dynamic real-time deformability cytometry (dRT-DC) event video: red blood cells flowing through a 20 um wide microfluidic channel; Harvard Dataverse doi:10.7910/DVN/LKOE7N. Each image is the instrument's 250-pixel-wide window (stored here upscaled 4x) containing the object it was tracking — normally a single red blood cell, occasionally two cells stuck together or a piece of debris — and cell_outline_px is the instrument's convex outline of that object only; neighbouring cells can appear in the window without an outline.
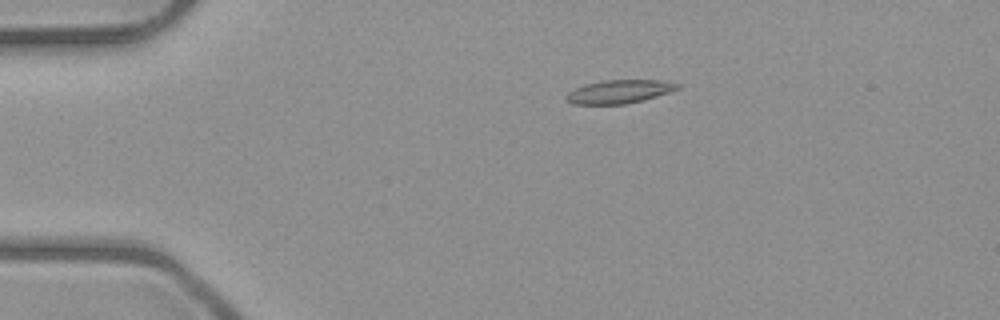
{"species": "common noctule bat (a hibernating species)", "species_latin": "Nyctalus noctula", "temperature_condition": "room temperature", "stored_images_in_passage": 5, "camera_frame_rate_fps": 3000, "um_per_image_px": 0.085, "animal": {"sex": "male", "body_mass_g": 23.1, "forearm_length_mm": 52.7}, "frame": {"image": 1, "passage_image": 3, "time_ms": 2.333, "image_size_px": [1000, 320], "cell_outline_px": [[680, 88], [644, 100], [624, 104], [572, 104], [564, 100], [564, 96], [568, 92], [584, 84], [604, 80], [660, 80], [680, 84]], "centroid_in_image_um": [52.59, 7.79], "position_along_channel_um": 32.4, "area_um2": 15.2}}
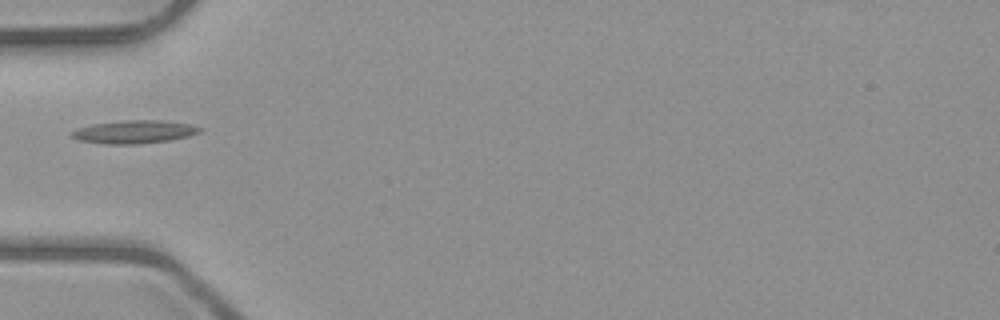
{"frame": {"image": 2, "passage_image": 5, "time_ms": 4.667, "image_size_px": [1000, 320], "cell_outline_px": [[204, 128], [200, 132], [188, 136], [168, 140], [140, 144], [104, 144], [80, 140], [72, 136], [72, 132], [80, 128], [92, 124], [124, 120], [160, 120], [192, 124]], "centroid_in_image_um": [11.47, 11.2], "position_along_channel_um": 73.5, "area_um2": 17.11}}